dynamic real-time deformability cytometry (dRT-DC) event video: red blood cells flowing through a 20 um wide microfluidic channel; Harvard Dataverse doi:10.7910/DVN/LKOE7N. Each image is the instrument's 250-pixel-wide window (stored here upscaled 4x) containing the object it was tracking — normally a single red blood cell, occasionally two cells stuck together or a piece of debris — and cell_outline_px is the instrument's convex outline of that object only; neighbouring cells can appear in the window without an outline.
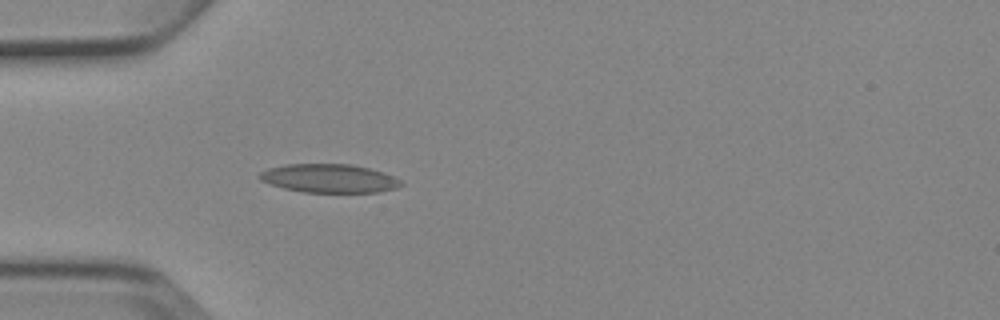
{"species": "Egyptian fruit bat (a non-hibernating species)", "species_latin": "Rousettus aegyptiacus", "temperature_condition": "cold", "stored_images_in_passage": 5, "camera_frame_rate_fps": 3000, "um_per_image_px": 0.085, "animal": {"sex": "female"}, "frame": {"image": 1, "passage_image": 5, "time_ms": 4.667, "image_size_px": [1000, 320], "cell_outline_px": [[404, 184], [396, 188], [380, 192], [304, 192], [284, 188], [260, 180], [256, 176], [260, 172], [268, 168], [284, 164], [352, 164], [384, 172], [400, 180]], "centroid_in_image_um": [27.97, 15.15], "position_along_channel_um": 57.0, "area_um2": 23.58}}